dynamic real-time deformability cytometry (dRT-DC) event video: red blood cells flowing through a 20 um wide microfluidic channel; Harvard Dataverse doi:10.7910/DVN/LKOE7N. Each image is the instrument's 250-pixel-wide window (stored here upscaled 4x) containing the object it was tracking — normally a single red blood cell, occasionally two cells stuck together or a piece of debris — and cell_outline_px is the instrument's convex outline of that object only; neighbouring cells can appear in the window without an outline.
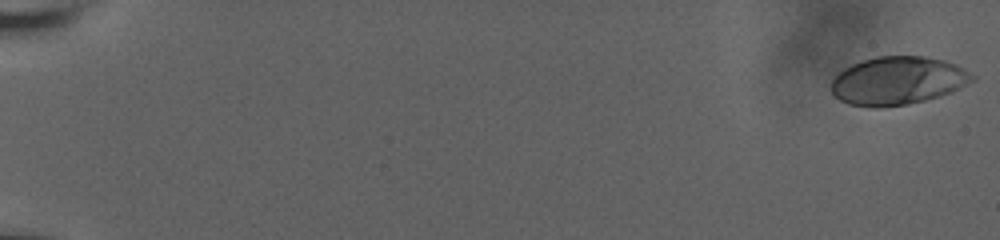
{"species": "human", "species_latin": "Homo sapiens", "temperature_condition": "room temperature", "stored_images_in_passage": 60, "camera_frame_rate_fps": 3000, "um_per_image_px": 0.085, "donor": {"sex": "male"}, "frame": {"image": 1, "passage_image": 1, "time_ms": 0.0, "image_size_px": [1000, 240], "cell_outline_px": [[976, 80], [952, 92], [940, 96], [908, 104], [876, 108], [848, 104], [840, 100], [832, 92], [832, 80], [844, 68], [860, 60], [876, 56], [924, 56], [944, 60], [956, 64], [964, 68], [976, 76]], "centroid_in_image_um": [76.34, 6.85], "position_along_channel_um": 8.7, "area_um2": 39.82}}
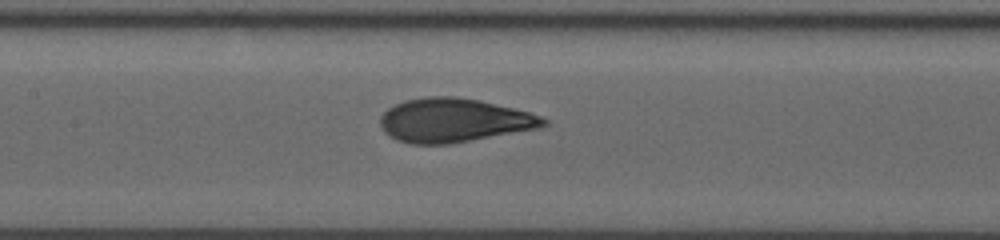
{"frame": {"image": 2, "passage_image": 32, "time_ms": 10.333, "image_size_px": [1000, 240], "cell_outline_px": [[548, 124], [540, 128], [448, 144], [408, 144], [396, 140], [388, 136], [384, 132], [380, 124], [380, 116], [388, 108], [404, 100], [428, 96], [456, 96], [480, 100], [528, 112], [540, 116], [548, 120]], "centroid_in_image_um": [38.54, 10.23], "position_along_channel_um": 168.9, "area_um2": 41.79}}
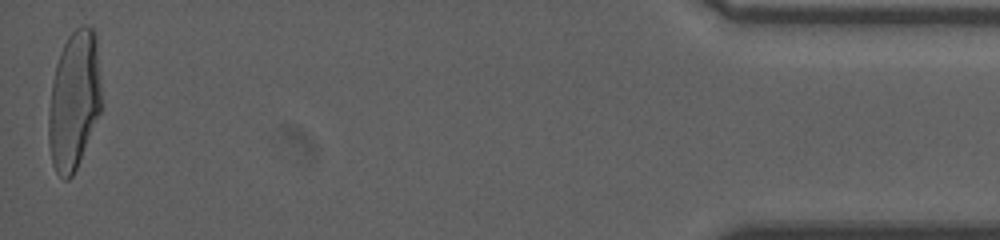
{"frame": {"image": 3, "passage_image": 60, "time_ms": 19.667, "image_size_px": [1000, 240], "cell_outline_px": [[100, 112], [76, 168], [72, 176], [68, 180], [64, 180], [56, 172], [52, 164], [48, 140], [48, 112], [52, 80], [56, 64], [60, 52], [68, 36], [80, 24], [84, 24], [92, 28], [96, 36], [100, 84]], "centroid_in_image_um": [6.27, 8.53], "position_along_channel_um": 428.9, "area_um2": 42.48}, "authors_computed_cell_mechanics": {"area_um2": 40.6912, "velocity_mm_per_s": 3.6566, "shape_relaxation_time_tau1_ms": 5.7635, "shape_relaxation_time_tau2_ms": 0.7414, "deformation_change_tau1": 0.2322, "deformation_change_tau2": 0.069}}